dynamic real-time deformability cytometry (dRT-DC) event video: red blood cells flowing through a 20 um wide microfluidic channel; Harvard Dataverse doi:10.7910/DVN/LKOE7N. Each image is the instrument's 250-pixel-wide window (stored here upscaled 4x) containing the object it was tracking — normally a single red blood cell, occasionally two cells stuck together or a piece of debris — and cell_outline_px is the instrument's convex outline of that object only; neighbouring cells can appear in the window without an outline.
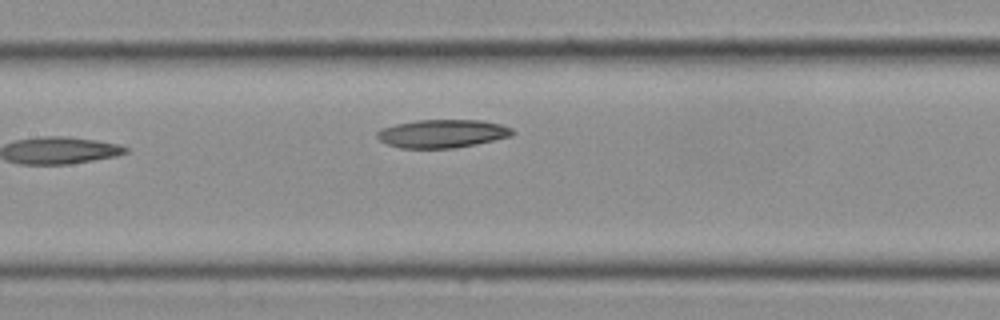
{"species": "Egyptian fruit bat (a non-hibernating species)", "species_latin": "Rousettus aegyptiacus", "temperature_condition": "cold", "stored_images_in_passage": 14, "camera_frame_rate_fps": 3000, "um_per_image_px": 0.085, "frame": {"image": 1, "passage_image": 14, "time_ms": 4.333, "image_size_px": [1000, 320], "cell_outline_px": [[516, 132], [512, 136], [476, 144], [456, 148], [400, 148], [388, 144], [380, 140], [376, 136], [376, 132], [380, 128], [396, 124], [416, 120], [480, 120], [500, 124], [512, 128]], "centroid_in_image_um": [37.6, 11.35], "position_along_channel_um": 169.8, "area_um2": 22.37}}